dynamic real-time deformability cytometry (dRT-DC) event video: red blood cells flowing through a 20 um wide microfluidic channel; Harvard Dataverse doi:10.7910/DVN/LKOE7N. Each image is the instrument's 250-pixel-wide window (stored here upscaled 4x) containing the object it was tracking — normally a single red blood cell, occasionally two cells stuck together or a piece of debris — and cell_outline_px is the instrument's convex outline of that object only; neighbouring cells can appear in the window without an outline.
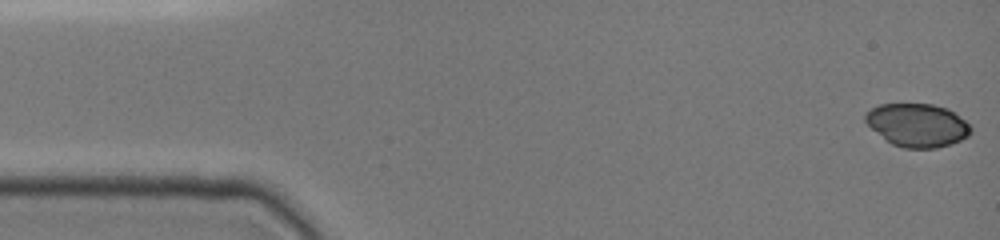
{"species": "common noctule bat (a hibernating species)", "species_latin": "Nyctalus noctula", "temperature_condition": "cold", "stored_images_in_passage": 32, "camera_frame_rate_fps": 3000, "um_per_image_px": 0.085, "animal": {"sex": "female", "body_mass_g": 19.0, "forearm_length_mm": 51.5}, "frame": {"image": 1, "passage_image": 1, "time_ms": 0.0, "image_size_px": [1000, 240], "cell_outline_px": [[972, 132], [968, 136], [952, 144], [936, 148], [904, 148], [892, 144], [872, 128], [864, 120], [864, 116], [872, 108], [880, 104], [932, 104], [948, 108], [964, 120], [972, 128]], "centroid_in_image_um": [78.0, 10.64], "position_along_channel_um": 7.0, "area_um2": 26.36}}
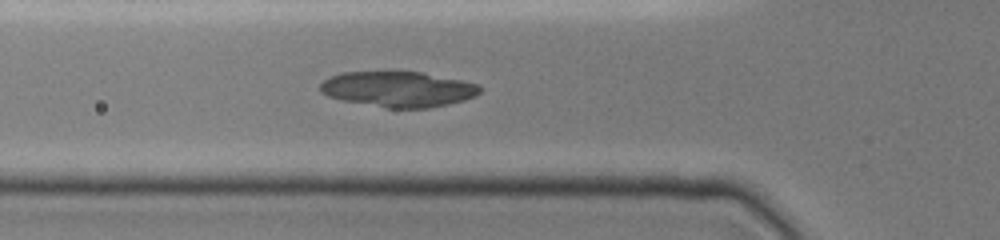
{"frame": {"image": 2, "passage_image": 22, "time_ms": 5.333, "image_size_px": [1000, 240], "cell_outline_px": [[480, 92], [476, 96], [464, 100], [448, 104], [428, 108], [388, 108], [340, 100], [328, 96], [320, 92], [320, 84], [328, 76], [340, 72], [384, 68], [388, 68], [420, 72], [480, 84]], "centroid_in_image_um": [33.77, 7.53], "position_along_channel_um": 92.0, "area_um2": 34.28}}
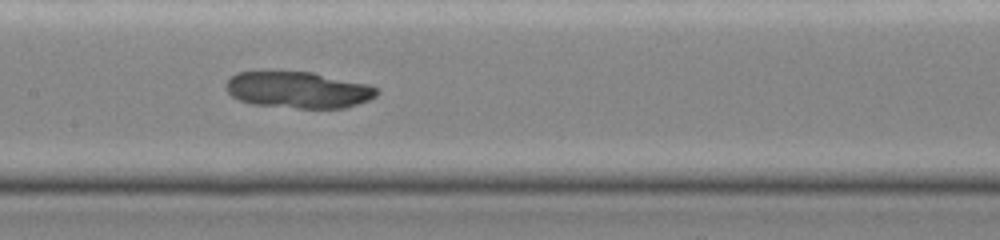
{"frame": {"image": 3, "passage_image": 31, "time_ms": 7.667, "image_size_px": [1000, 240], "cell_outline_px": [[380, 92], [376, 96], [368, 100], [344, 108], [300, 108], [252, 104], [240, 100], [232, 96], [224, 88], [224, 84], [236, 72], [312, 72], [372, 84]], "centroid_in_image_um": [25.37, 7.64], "position_along_channel_um": 182.0, "area_um2": 32.14}}